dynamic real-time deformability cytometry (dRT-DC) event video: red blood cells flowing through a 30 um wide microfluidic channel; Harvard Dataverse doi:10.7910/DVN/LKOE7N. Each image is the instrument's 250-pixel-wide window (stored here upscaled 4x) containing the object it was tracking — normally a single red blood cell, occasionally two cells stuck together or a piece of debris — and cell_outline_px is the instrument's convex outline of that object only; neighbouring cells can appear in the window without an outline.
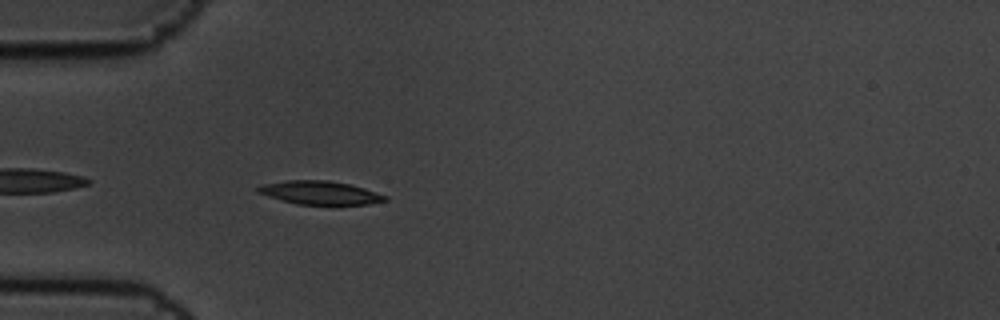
{"species": "common noctule bat (a hibernating species)", "species_latin": "Nyctalus noctula", "temperature_condition": "cold", "stored_images_in_passage": 4, "camera_frame_rate_fps": 3000, "um_per_image_px": 0.085, "animal": {"sex": "male", "body_mass_g": 19.5, "forearm_length_mm": 54.6}, "frame": {"image": 1, "passage_image": 4, "time_ms": 1.0, "image_size_px": [1000, 320], "cell_outline_px": [[388, 200], [368, 204], [296, 204], [268, 196], [256, 192], [256, 188], [264, 184], [284, 180], [328, 180], [348, 184], [364, 188], [388, 196]], "centroid_in_image_um": [27.19, 16.37], "position_along_channel_um": 57.8, "area_um2": 17.22}}